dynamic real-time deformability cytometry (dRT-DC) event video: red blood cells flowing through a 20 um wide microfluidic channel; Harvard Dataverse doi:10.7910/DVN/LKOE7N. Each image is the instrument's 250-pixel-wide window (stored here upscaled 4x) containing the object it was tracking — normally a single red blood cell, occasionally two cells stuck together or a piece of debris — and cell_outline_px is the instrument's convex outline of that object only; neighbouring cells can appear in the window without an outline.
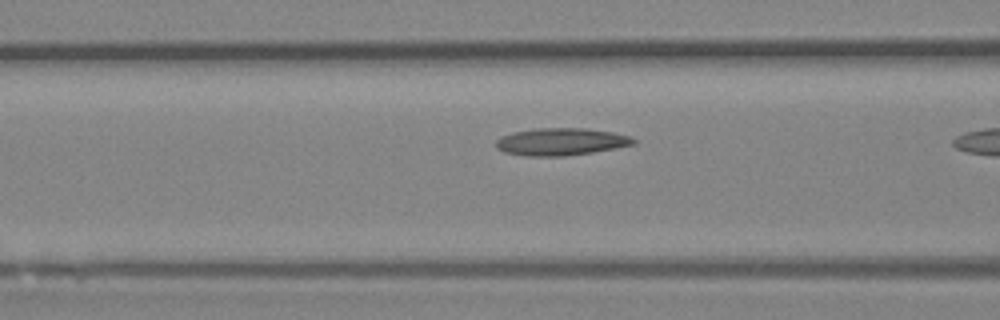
{"species": "Egyptian fruit bat (a non-hibernating species)", "species_latin": "Rousettus aegyptiacus", "temperature_condition": "room temperature", "stored_images_in_passage": 9, "camera_frame_rate_fps": 3000, "um_per_image_px": 0.085, "animal": {"sex": "female"}, "frame": {"image": 1, "passage_image": 8, "time_ms": 2.333, "image_size_px": [1000, 320], "cell_outline_px": [[636, 144], [616, 148], [592, 152], [564, 156], [524, 156], [504, 152], [496, 148], [496, 140], [500, 136], [512, 132], [536, 128], [588, 128], [612, 132], [628, 136], [636, 140]], "centroid_in_image_um": [47.65, 12.04], "position_along_channel_um": 118.9, "area_um2": 22.02}}